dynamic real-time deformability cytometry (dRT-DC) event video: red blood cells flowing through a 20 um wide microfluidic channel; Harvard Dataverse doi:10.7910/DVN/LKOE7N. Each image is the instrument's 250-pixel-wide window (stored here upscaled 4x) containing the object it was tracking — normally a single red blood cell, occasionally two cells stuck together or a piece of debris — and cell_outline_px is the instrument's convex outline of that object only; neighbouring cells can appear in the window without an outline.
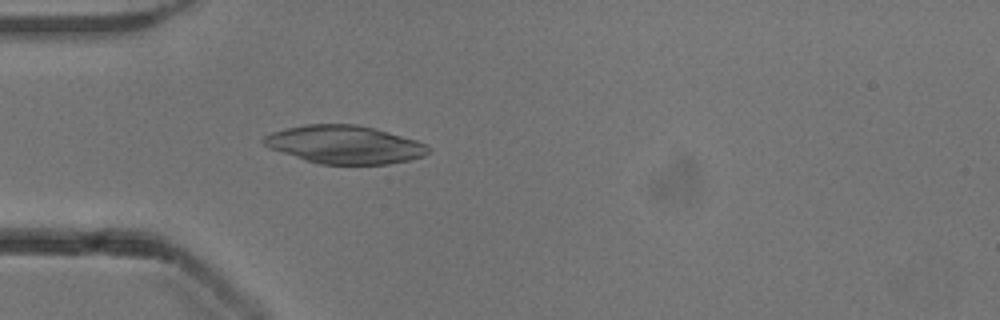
{"species": "common noctule bat (a hibernating species)", "species_latin": "Nyctalus noctula", "temperature_condition": "cold", "stored_images_in_passage": 40, "camera_frame_rate_fps": 3000, "um_per_image_px": 0.085, "animal": {"sex": "male", "body_mass_g": 13.3}, "frame": {"image": 1, "passage_image": 3, "time_ms": 0.667, "image_size_px": [1000, 320], "cell_outline_px": [[432, 148], [424, 156], [408, 160], [388, 164], [320, 164], [304, 160], [268, 148], [260, 140], [264, 136], [272, 132], [304, 124], [356, 124], [372, 128], [416, 140]], "centroid_in_image_um": [29.25, 12.29], "position_along_channel_um": 55.7, "area_um2": 36.41}}
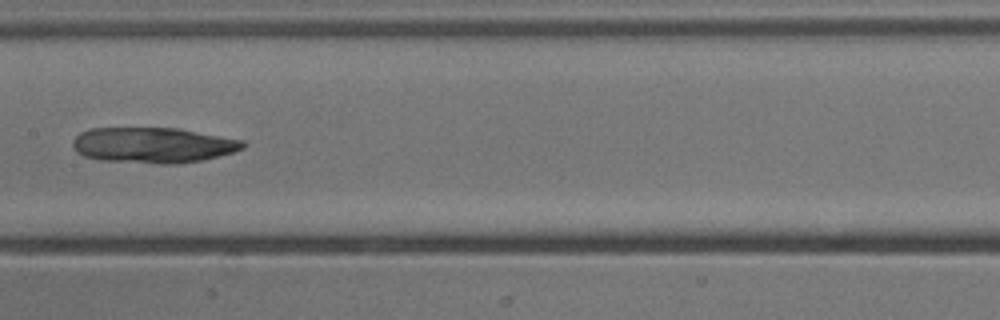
{"frame": {"image": 2, "passage_image": 14, "time_ms": 4.333, "image_size_px": [1000, 320], "cell_outline_px": [[248, 144], [244, 148], [232, 152], [200, 160], [180, 164], [156, 164], [104, 160], [84, 156], [76, 152], [72, 144], [72, 140], [80, 132], [88, 128], [176, 128], [244, 140]], "centroid_in_image_um": [12.99, 12.33], "position_along_channel_um": 194.4, "area_um2": 35.32}}
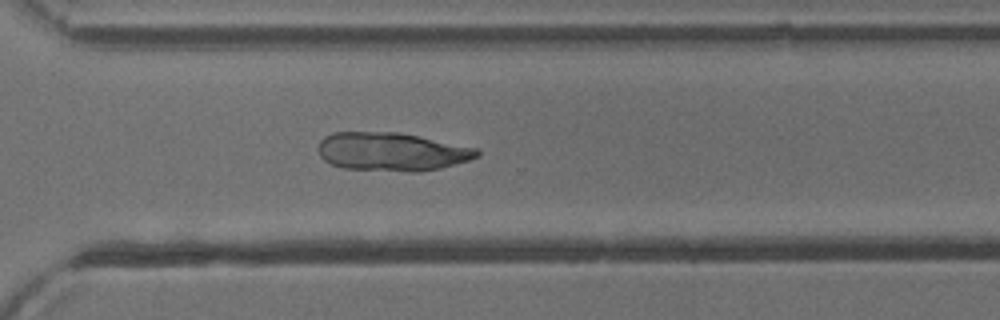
{"frame": {"image": 3, "passage_image": 25, "time_ms": 8.0, "image_size_px": [1000, 320], "cell_outline_px": [[480, 156], [468, 160], [440, 168], [420, 172], [408, 172], [344, 168], [332, 164], [324, 160], [320, 156], [316, 148], [320, 140], [324, 136], [332, 132], [400, 132], [480, 148]], "centroid_in_image_um": [33.3, 12.89], "position_along_channel_um": 337.3, "area_um2": 36.01}}